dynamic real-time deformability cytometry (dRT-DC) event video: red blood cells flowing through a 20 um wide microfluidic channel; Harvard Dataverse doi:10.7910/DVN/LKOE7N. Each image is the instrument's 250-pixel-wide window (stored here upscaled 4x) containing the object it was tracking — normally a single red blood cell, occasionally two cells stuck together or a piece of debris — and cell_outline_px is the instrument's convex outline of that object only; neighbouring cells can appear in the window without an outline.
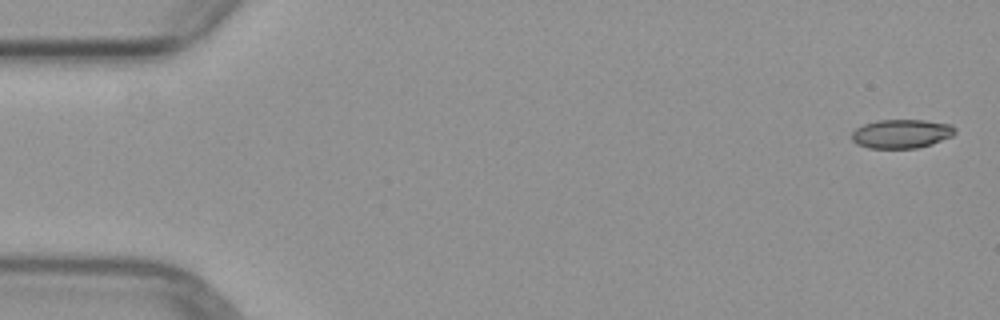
{"species": "common noctule bat (a hibernating species)", "species_latin": "Nyctalus noctula", "temperature_condition": "warm", "stored_images_in_passage": 6, "segment_of_instrument_passage": [1, 2], "camera_frame_rate_fps": 3000, "um_per_image_px": 0.085, "animal": {"sex": "female", "body_mass_g": 29.2, "forearm_length_mm": 56.3}, "frame": {"image": 1, "passage_image": 1, "time_ms": 0.0, "image_size_px": [1000, 320], "cell_outline_px": [[956, 132], [952, 136], [932, 144], [916, 148], [868, 148], [856, 144], [852, 140], [852, 132], [856, 128], [864, 124], [876, 120], [924, 120], [952, 124], [956, 128]], "centroid_in_image_um": [76.63, 11.36], "position_along_channel_um": 8.4, "area_um2": 17.51}}
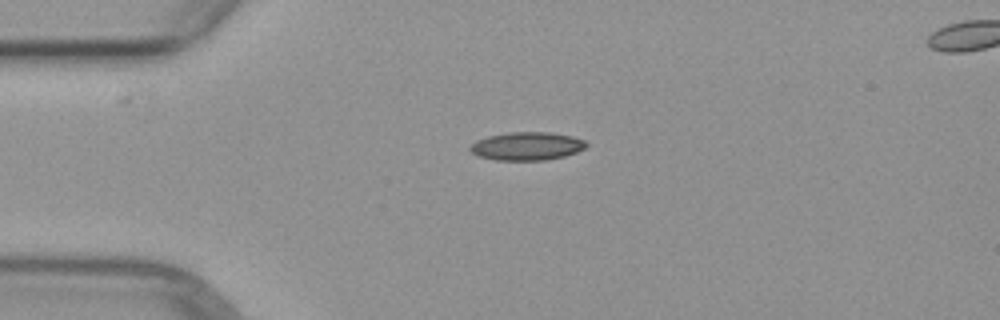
{"frame": {"image": 2, "passage_image": 4, "time_ms": 3.667, "image_size_px": [1000, 320], "cell_outline_px": [[588, 144], [584, 148], [576, 152], [564, 156], [544, 160], [496, 160], [476, 156], [468, 148], [476, 140], [488, 136], [508, 132], [548, 132], [572, 136], [584, 140]], "centroid_in_image_um": [44.76, 12.42], "position_along_channel_um": 40.2, "area_um2": 19.07}}